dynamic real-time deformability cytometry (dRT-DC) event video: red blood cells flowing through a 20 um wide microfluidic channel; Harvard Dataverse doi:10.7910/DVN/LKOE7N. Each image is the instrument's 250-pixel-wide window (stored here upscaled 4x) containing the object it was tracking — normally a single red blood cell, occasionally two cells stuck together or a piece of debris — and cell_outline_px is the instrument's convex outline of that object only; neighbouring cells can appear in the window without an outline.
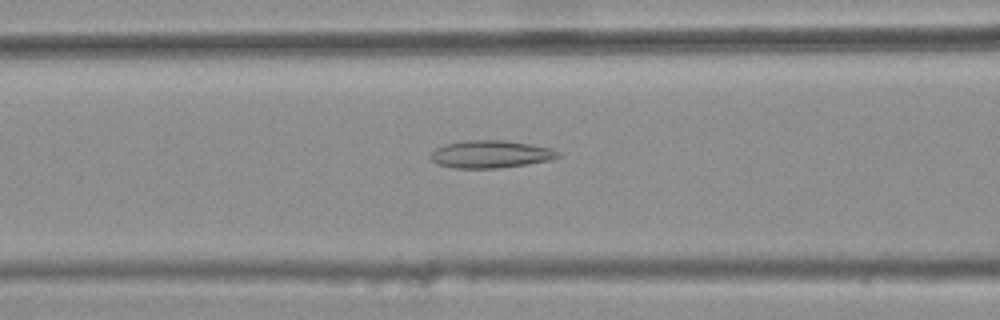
{"species": "common noctule bat (a hibernating species)", "species_latin": "Nyctalus noctula", "temperature_condition": "warm", "stored_images_in_passage": 48, "camera_frame_rate_fps": 3000, "um_per_image_px": 0.085, "animal": {"sex": "female", "body_mass_g": 25.1}, "frame": {"image": 1, "passage_image": 22, "time_ms": 7.0, "image_size_px": [1000, 320], "cell_outline_px": [[560, 156], [548, 160], [528, 164], [500, 168], [456, 168], [436, 164], [428, 156], [436, 148], [448, 144], [464, 140], [504, 140], [532, 144], [552, 148]], "centroid_in_image_um": [41.68, 13.1], "position_along_channel_um": 124.9, "area_um2": 20.4}}
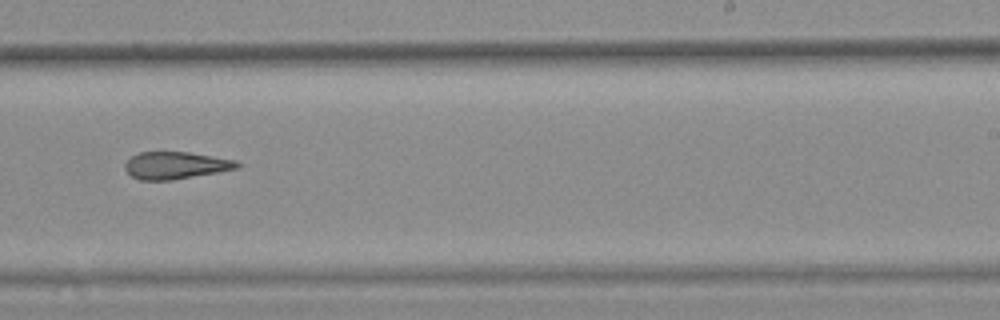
{"frame": {"image": 2, "passage_image": 34, "time_ms": 11.0, "image_size_px": [1000, 320], "cell_outline_px": [[240, 168], [220, 172], [172, 180], [140, 180], [132, 176], [124, 168], [124, 164], [132, 156], [140, 152], [188, 152], [236, 160], [240, 164]], "centroid_in_image_um": [14.95, 14.06], "position_along_channel_um": 274.0, "area_um2": 17.8}}
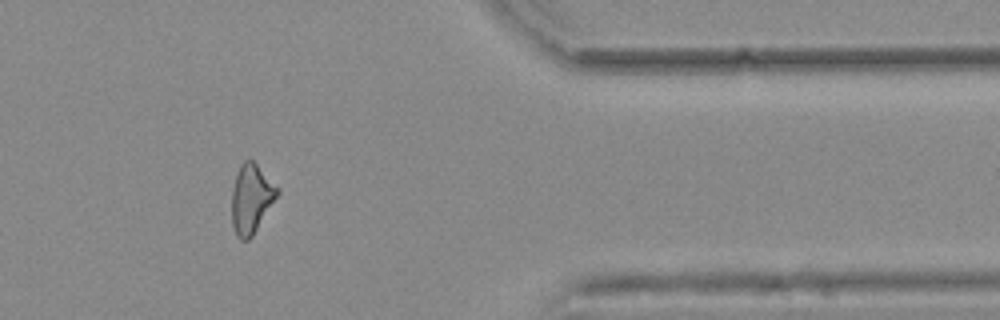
{"frame": {"image": 3, "passage_image": 45, "time_ms": 14.667, "image_size_px": [1000, 320], "cell_outline_px": [[280, 192], [252, 236], [248, 240], [240, 240], [236, 236], [232, 224], [232, 188], [236, 172], [240, 164], [244, 160], [252, 160], [280, 188]], "centroid_in_image_um": [21.35, 16.88], "position_along_channel_um": 390.1, "area_um2": 18.38}, "authors_computed_cell_mechanics": {"area_um2": 19.074, "velocity_mm_per_s": 3.7442, "shape_relaxation_time_tau1_ms": null, "shape_relaxation_time_tau2_ms": 5.4581, "deformation_change_tau1": null, "deformation_change_tau2": 0.1791}}